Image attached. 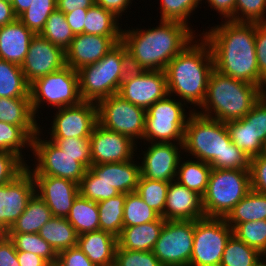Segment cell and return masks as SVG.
Here are the masks:
<instances>
[{"label":"cell","mask_w":266,"mask_h":266,"mask_svg":"<svg viewBox=\"0 0 266 266\" xmlns=\"http://www.w3.org/2000/svg\"><path fill=\"white\" fill-rule=\"evenodd\" d=\"M255 22L222 19L220 24L201 32L209 43L214 69L218 72L259 86L266 93V79L259 73L255 50Z\"/></svg>","instance_id":"obj_1"},{"label":"cell","mask_w":266,"mask_h":266,"mask_svg":"<svg viewBox=\"0 0 266 266\" xmlns=\"http://www.w3.org/2000/svg\"><path fill=\"white\" fill-rule=\"evenodd\" d=\"M153 28L122 29L130 69L164 71L167 64L197 36L194 28L177 21L160 20ZM133 29V30H132Z\"/></svg>","instance_id":"obj_2"},{"label":"cell","mask_w":266,"mask_h":266,"mask_svg":"<svg viewBox=\"0 0 266 266\" xmlns=\"http://www.w3.org/2000/svg\"><path fill=\"white\" fill-rule=\"evenodd\" d=\"M183 151L212 169L250 170L251 158L231 141L226 124L196 111L184 130Z\"/></svg>","instance_id":"obj_3"},{"label":"cell","mask_w":266,"mask_h":266,"mask_svg":"<svg viewBox=\"0 0 266 266\" xmlns=\"http://www.w3.org/2000/svg\"><path fill=\"white\" fill-rule=\"evenodd\" d=\"M213 70L211 47L202 35H198L167 64L164 70L169 95H176V98H180L179 100L187 106L192 105L191 110L195 112L205 100L209 77Z\"/></svg>","instance_id":"obj_4"},{"label":"cell","mask_w":266,"mask_h":266,"mask_svg":"<svg viewBox=\"0 0 266 266\" xmlns=\"http://www.w3.org/2000/svg\"><path fill=\"white\" fill-rule=\"evenodd\" d=\"M265 92L257 85L234 79L214 69L205 100L197 113L228 122L244 118Z\"/></svg>","instance_id":"obj_5"},{"label":"cell","mask_w":266,"mask_h":266,"mask_svg":"<svg viewBox=\"0 0 266 266\" xmlns=\"http://www.w3.org/2000/svg\"><path fill=\"white\" fill-rule=\"evenodd\" d=\"M129 69L127 50L120 41L97 63L77 70L81 99L97 103L103 98L118 94Z\"/></svg>","instance_id":"obj_6"},{"label":"cell","mask_w":266,"mask_h":266,"mask_svg":"<svg viewBox=\"0 0 266 266\" xmlns=\"http://www.w3.org/2000/svg\"><path fill=\"white\" fill-rule=\"evenodd\" d=\"M250 190V170L212 169L202 196L205 216L225 218Z\"/></svg>","instance_id":"obj_7"},{"label":"cell","mask_w":266,"mask_h":266,"mask_svg":"<svg viewBox=\"0 0 266 266\" xmlns=\"http://www.w3.org/2000/svg\"><path fill=\"white\" fill-rule=\"evenodd\" d=\"M29 96L34 115L39 117L44 103L53 110L81 103L78 72L65 66L30 83ZM50 105V106H49Z\"/></svg>","instance_id":"obj_8"},{"label":"cell","mask_w":266,"mask_h":266,"mask_svg":"<svg viewBox=\"0 0 266 266\" xmlns=\"http://www.w3.org/2000/svg\"><path fill=\"white\" fill-rule=\"evenodd\" d=\"M168 95L146 110L143 142L183 143L184 130L193 110ZM188 116V117H187Z\"/></svg>","instance_id":"obj_9"},{"label":"cell","mask_w":266,"mask_h":266,"mask_svg":"<svg viewBox=\"0 0 266 266\" xmlns=\"http://www.w3.org/2000/svg\"><path fill=\"white\" fill-rule=\"evenodd\" d=\"M41 127L40 131L32 138L30 149L35 164H29L30 166L27 164L26 168L32 176L60 177L79 184L87 169L77 161V157L62 152L58 146L48 139V136L44 139Z\"/></svg>","instance_id":"obj_10"},{"label":"cell","mask_w":266,"mask_h":266,"mask_svg":"<svg viewBox=\"0 0 266 266\" xmlns=\"http://www.w3.org/2000/svg\"><path fill=\"white\" fill-rule=\"evenodd\" d=\"M98 124L103 128L130 137L142 143L145 130L146 109L114 94L97 103ZM141 140V141H138Z\"/></svg>","instance_id":"obj_11"},{"label":"cell","mask_w":266,"mask_h":266,"mask_svg":"<svg viewBox=\"0 0 266 266\" xmlns=\"http://www.w3.org/2000/svg\"><path fill=\"white\" fill-rule=\"evenodd\" d=\"M233 235L225 218L195 220L194 242L189 266H220L226 243Z\"/></svg>","instance_id":"obj_12"},{"label":"cell","mask_w":266,"mask_h":266,"mask_svg":"<svg viewBox=\"0 0 266 266\" xmlns=\"http://www.w3.org/2000/svg\"><path fill=\"white\" fill-rule=\"evenodd\" d=\"M195 221L166 220L152 250L163 266H189Z\"/></svg>","instance_id":"obj_13"},{"label":"cell","mask_w":266,"mask_h":266,"mask_svg":"<svg viewBox=\"0 0 266 266\" xmlns=\"http://www.w3.org/2000/svg\"><path fill=\"white\" fill-rule=\"evenodd\" d=\"M124 100L148 109L169 95L165 71L129 69L118 91Z\"/></svg>","instance_id":"obj_14"},{"label":"cell","mask_w":266,"mask_h":266,"mask_svg":"<svg viewBox=\"0 0 266 266\" xmlns=\"http://www.w3.org/2000/svg\"><path fill=\"white\" fill-rule=\"evenodd\" d=\"M55 111L48 128L49 138H89L98 124L96 102L82 101Z\"/></svg>","instance_id":"obj_15"},{"label":"cell","mask_w":266,"mask_h":266,"mask_svg":"<svg viewBox=\"0 0 266 266\" xmlns=\"http://www.w3.org/2000/svg\"><path fill=\"white\" fill-rule=\"evenodd\" d=\"M147 150H142L140 173L143 178L170 182L176 178L181 156L184 154L183 143L143 142ZM149 144V145H148ZM182 150V151H181Z\"/></svg>","instance_id":"obj_16"},{"label":"cell","mask_w":266,"mask_h":266,"mask_svg":"<svg viewBox=\"0 0 266 266\" xmlns=\"http://www.w3.org/2000/svg\"><path fill=\"white\" fill-rule=\"evenodd\" d=\"M34 194L35 182L27 168L11 182L0 186V234L7 233Z\"/></svg>","instance_id":"obj_17"},{"label":"cell","mask_w":266,"mask_h":266,"mask_svg":"<svg viewBox=\"0 0 266 266\" xmlns=\"http://www.w3.org/2000/svg\"><path fill=\"white\" fill-rule=\"evenodd\" d=\"M89 138L91 163L95 165L129 161L138 156L137 150H140L130 137L107 130L99 124Z\"/></svg>","instance_id":"obj_18"},{"label":"cell","mask_w":266,"mask_h":266,"mask_svg":"<svg viewBox=\"0 0 266 266\" xmlns=\"http://www.w3.org/2000/svg\"><path fill=\"white\" fill-rule=\"evenodd\" d=\"M65 66V51L53 45L40 34H35L30 41L28 53L21 64V69L26 81L30 84L34 80L59 71Z\"/></svg>","instance_id":"obj_19"},{"label":"cell","mask_w":266,"mask_h":266,"mask_svg":"<svg viewBox=\"0 0 266 266\" xmlns=\"http://www.w3.org/2000/svg\"><path fill=\"white\" fill-rule=\"evenodd\" d=\"M35 193L46 203L53 216L66 218L79 195V184L54 176H33Z\"/></svg>","instance_id":"obj_20"},{"label":"cell","mask_w":266,"mask_h":266,"mask_svg":"<svg viewBox=\"0 0 266 266\" xmlns=\"http://www.w3.org/2000/svg\"><path fill=\"white\" fill-rule=\"evenodd\" d=\"M120 41L121 36L77 34L65 51L66 66L77 71L86 65L95 64Z\"/></svg>","instance_id":"obj_21"},{"label":"cell","mask_w":266,"mask_h":266,"mask_svg":"<svg viewBox=\"0 0 266 266\" xmlns=\"http://www.w3.org/2000/svg\"><path fill=\"white\" fill-rule=\"evenodd\" d=\"M205 217L202 196L176 180L170 181L164 208V220L195 221Z\"/></svg>","instance_id":"obj_22"},{"label":"cell","mask_w":266,"mask_h":266,"mask_svg":"<svg viewBox=\"0 0 266 266\" xmlns=\"http://www.w3.org/2000/svg\"><path fill=\"white\" fill-rule=\"evenodd\" d=\"M138 157L129 161L92 164L90 170L100 179L112 187L119 193L136 192L140 173V161Z\"/></svg>","instance_id":"obj_23"},{"label":"cell","mask_w":266,"mask_h":266,"mask_svg":"<svg viewBox=\"0 0 266 266\" xmlns=\"http://www.w3.org/2000/svg\"><path fill=\"white\" fill-rule=\"evenodd\" d=\"M35 34L18 18L0 27V59L21 66Z\"/></svg>","instance_id":"obj_24"},{"label":"cell","mask_w":266,"mask_h":266,"mask_svg":"<svg viewBox=\"0 0 266 266\" xmlns=\"http://www.w3.org/2000/svg\"><path fill=\"white\" fill-rule=\"evenodd\" d=\"M117 237L107 231L86 232L77 237V247L96 266H111L115 263Z\"/></svg>","instance_id":"obj_25"},{"label":"cell","mask_w":266,"mask_h":266,"mask_svg":"<svg viewBox=\"0 0 266 266\" xmlns=\"http://www.w3.org/2000/svg\"><path fill=\"white\" fill-rule=\"evenodd\" d=\"M30 98H0V122L20 126L31 138L40 131Z\"/></svg>","instance_id":"obj_26"},{"label":"cell","mask_w":266,"mask_h":266,"mask_svg":"<svg viewBox=\"0 0 266 266\" xmlns=\"http://www.w3.org/2000/svg\"><path fill=\"white\" fill-rule=\"evenodd\" d=\"M165 221L160 216L156 221L123 227L121 234L117 237L118 246L127 250L152 251Z\"/></svg>","instance_id":"obj_27"},{"label":"cell","mask_w":266,"mask_h":266,"mask_svg":"<svg viewBox=\"0 0 266 266\" xmlns=\"http://www.w3.org/2000/svg\"><path fill=\"white\" fill-rule=\"evenodd\" d=\"M225 220L232 229L240 223L266 220V194L251 189Z\"/></svg>","instance_id":"obj_28"},{"label":"cell","mask_w":266,"mask_h":266,"mask_svg":"<svg viewBox=\"0 0 266 266\" xmlns=\"http://www.w3.org/2000/svg\"><path fill=\"white\" fill-rule=\"evenodd\" d=\"M53 217L46 203L35 193L25 211L7 233H39L41 227Z\"/></svg>","instance_id":"obj_29"},{"label":"cell","mask_w":266,"mask_h":266,"mask_svg":"<svg viewBox=\"0 0 266 266\" xmlns=\"http://www.w3.org/2000/svg\"><path fill=\"white\" fill-rule=\"evenodd\" d=\"M184 158L185 156L180 159L175 180L203 196L207 189L212 167L207 162L190 159V157L188 160Z\"/></svg>","instance_id":"obj_30"},{"label":"cell","mask_w":266,"mask_h":266,"mask_svg":"<svg viewBox=\"0 0 266 266\" xmlns=\"http://www.w3.org/2000/svg\"><path fill=\"white\" fill-rule=\"evenodd\" d=\"M53 249L62 250L77 246V233L67 218L53 216L38 233Z\"/></svg>","instance_id":"obj_31"},{"label":"cell","mask_w":266,"mask_h":266,"mask_svg":"<svg viewBox=\"0 0 266 266\" xmlns=\"http://www.w3.org/2000/svg\"><path fill=\"white\" fill-rule=\"evenodd\" d=\"M66 218L74 227L77 235L100 230L97 202L88 200L80 194L76 197Z\"/></svg>","instance_id":"obj_32"},{"label":"cell","mask_w":266,"mask_h":266,"mask_svg":"<svg viewBox=\"0 0 266 266\" xmlns=\"http://www.w3.org/2000/svg\"><path fill=\"white\" fill-rule=\"evenodd\" d=\"M21 66L0 59V98H30Z\"/></svg>","instance_id":"obj_33"},{"label":"cell","mask_w":266,"mask_h":266,"mask_svg":"<svg viewBox=\"0 0 266 266\" xmlns=\"http://www.w3.org/2000/svg\"><path fill=\"white\" fill-rule=\"evenodd\" d=\"M119 20L112 12L94 4L87 10L84 34L122 36Z\"/></svg>","instance_id":"obj_34"},{"label":"cell","mask_w":266,"mask_h":266,"mask_svg":"<svg viewBox=\"0 0 266 266\" xmlns=\"http://www.w3.org/2000/svg\"><path fill=\"white\" fill-rule=\"evenodd\" d=\"M225 124L231 141L250 158L263 153L264 143L257 138L252 124H249L245 118L228 121Z\"/></svg>","instance_id":"obj_35"},{"label":"cell","mask_w":266,"mask_h":266,"mask_svg":"<svg viewBox=\"0 0 266 266\" xmlns=\"http://www.w3.org/2000/svg\"><path fill=\"white\" fill-rule=\"evenodd\" d=\"M126 196V193H120L115 197L97 202L100 230L107 231L116 237L121 234Z\"/></svg>","instance_id":"obj_36"},{"label":"cell","mask_w":266,"mask_h":266,"mask_svg":"<svg viewBox=\"0 0 266 266\" xmlns=\"http://www.w3.org/2000/svg\"><path fill=\"white\" fill-rule=\"evenodd\" d=\"M16 251L34 253L49 264L56 263L58 253L38 233H6Z\"/></svg>","instance_id":"obj_37"},{"label":"cell","mask_w":266,"mask_h":266,"mask_svg":"<svg viewBox=\"0 0 266 266\" xmlns=\"http://www.w3.org/2000/svg\"><path fill=\"white\" fill-rule=\"evenodd\" d=\"M40 35L64 51L69 48L75 37L67 23L65 14L58 9L50 14Z\"/></svg>","instance_id":"obj_38"},{"label":"cell","mask_w":266,"mask_h":266,"mask_svg":"<svg viewBox=\"0 0 266 266\" xmlns=\"http://www.w3.org/2000/svg\"><path fill=\"white\" fill-rule=\"evenodd\" d=\"M29 147H32V138L20 126L0 122V151L14 153L27 164L29 160H24L23 151Z\"/></svg>","instance_id":"obj_39"},{"label":"cell","mask_w":266,"mask_h":266,"mask_svg":"<svg viewBox=\"0 0 266 266\" xmlns=\"http://www.w3.org/2000/svg\"><path fill=\"white\" fill-rule=\"evenodd\" d=\"M260 259V253L234 235L230 237L223 251L220 266H254Z\"/></svg>","instance_id":"obj_40"},{"label":"cell","mask_w":266,"mask_h":266,"mask_svg":"<svg viewBox=\"0 0 266 266\" xmlns=\"http://www.w3.org/2000/svg\"><path fill=\"white\" fill-rule=\"evenodd\" d=\"M160 215L150 208L136 193H127L124 202L123 227L141 225L156 221Z\"/></svg>","instance_id":"obj_41"},{"label":"cell","mask_w":266,"mask_h":266,"mask_svg":"<svg viewBox=\"0 0 266 266\" xmlns=\"http://www.w3.org/2000/svg\"><path fill=\"white\" fill-rule=\"evenodd\" d=\"M168 186L169 182L151 180L140 175L136 189V193L144 202L163 219Z\"/></svg>","instance_id":"obj_42"},{"label":"cell","mask_w":266,"mask_h":266,"mask_svg":"<svg viewBox=\"0 0 266 266\" xmlns=\"http://www.w3.org/2000/svg\"><path fill=\"white\" fill-rule=\"evenodd\" d=\"M57 9V0H32L30 7L17 18L34 34H40L50 14Z\"/></svg>","instance_id":"obj_43"},{"label":"cell","mask_w":266,"mask_h":266,"mask_svg":"<svg viewBox=\"0 0 266 266\" xmlns=\"http://www.w3.org/2000/svg\"><path fill=\"white\" fill-rule=\"evenodd\" d=\"M79 194L93 202H101L120 193L107 182L100 180L90 169H87L79 183Z\"/></svg>","instance_id":"obj_44"},{"label":"cell","mask_w":266,"mask_h":266,"mask_svg":"<svg viewBox=\"0 0 266 266\" xmlns=\"http://www.w3.org/2000/svg\"><path fill=\"white\" fill-rule=\"evenodd\" d=\"M200 0H161L160 20L177 21L190 27L191 15L199 8Z\"/></svg>","instance_id":"obj_45"},{"label":"cell","mask_w":266,"mask_h":266,"mask_svg":"<svg viewBox=\"0 0 266 266\" xmlns=\"http://www.w3.org/2000/svg\"><path fill=\"white\" fill-rule=\"evenodd\" d=\"M233 235L260 254L266 251V220L244 222L237 224Z\"/></svg>","instance_id":"obj_46"},{"label":"cell","mask_w":266,"mask_h":266,"mask_svg":"<svg viewBox=\"0 0 266 266\" xmlns=\"http://www.w3.org/2000/svg\"><path fill=\"white\" fill-rule=\"evenodd\" d=\"M56 146H58L62 152L69 154L70 156L77 157L79 161L86 169H89L91 163V149L90 138H48Z\"/></svg>","instance_id":"obj_47"},{"label":"cell","mask_w":266,"mask_h":266,"mask_svg":"<svg viewBox=\"0 0 266 266\" xmlns=\"http://www.w3.org/2000/svg\"><path fill=\"white\" fill-rule=\"evenodd\" d=\"M235 22L266 23V0H236Z\"/></svg>","instance_id":"obj_48"},{"label":"cell","mask_w":266,"mask_h":266,"mask_svg":"<svg viewBox=\"0 0 266 266\" xmlns=\"http://www.w3.org/2000/svg\"><path fill=\"white\" fill-rule=\"evenodd\" d=\"M117 266H163L152 251L122 249L117 245L115 252Z\"/></svg>","instance_id":"obj_49"},{"label":"cell","mask_w":266,"mask_h":266,"mask_svg":"<svg viewBox=\"0 0 266 266\" xmlns=\"http://www.w3.org/2000/svg\"><path fill=\"white\" fill-rule=\"evenodd\" d=\"M26 166L27 164L18 155L0 151V186L15 179Z\"/></svg>","instance_id":"obj_50"},{"label":"cell","mask_w":266,"mask_h":266,"mask_svg":"<svg viewBox=\"0 0 266 266\" xmlns=\"http://www.w3.org/2000/svg\"><path fill=\"white\" fill-rule=\"evenodd\" d=\"M252 124L257 138L265 144L266 142V93L253 105L244 117Z\"/></svg>","instance_id":"obj_51"},{"label":"cell","mask_w":266,"mask_h":266,"mask_svg":"<svg viewBox=\"0 0 266 266\" xmlns=\"http://www.w3.org/2000/svg\"><path fill=\"white\" fill-rule=\"evenodd\" d=\"M251 189L266 194V155L260 154L251 158L250 163Z\"/></svg>","instance_id":"obj_52"},{"label":"cell","mask_w":266,"mask_h":266,"mask_svg":"<svg viewBox=\"0 0 266 266\" xmlns=\"http://www.w3.org/2000/svg\"><path fill=\"white\" fill-rule=\"evenodd\" d=\"M57 263L59 266H96L77 246L60 251Z\"/></svg>","instance_id":"obj_53"},{"label":"cell","mask_w":266,"mask_h":266,"mask_svg":"<svg viewBox=\"0 0 266 266\" xmlns=\"http://www.w3.org/2000/svg\"><path fill=\"white\" fill-rule=\"evenodd\" d=\"M255 50L259 73L266 79V23H256Z\"/></svg>","instance_id":"obj_54"},{"label":"cell","mask_w":266,"mask_h":266,"mask_svg":"<svg viewBox=\"0 0 266 266\" xmlns=\"http://www.w3.org/2000/svg\"><path fill=\"white\" fill-rule=\"evenodd\" d=\"M0 266H20L15 246L6 234H0Z\"/></svg>","instance_id":"obj_55"},{"label":"cell","mask_w":266,"mask_h":266,"mask_svg":"<svg viewBox=\"0 0 266 266\" xmlns=\"http://www.w3.org/2000/svg\"><path fill=\"white\" fill-rule=\"evenodd\" d=\"M201 5L206 1L210 7V9L215 10L219 13L221 18H225V20L235 21V3L236 0H200Z\"/></svg>","instance_id":"obj_56"},{"label":"cell","mask_w":266,"mask_h":266,"mask_svg":"<svg viewBox=\"0 0 266 266\" xmlns=\"http://www.w3.org/2000/svg\"><path fill=\"white\" fill-rule=\"evenodd\" d=\"M133 0H95V4L103 7L107 11L112 12L119 19L126 14ZM129 7V8H128ZM125 13V14H124Z\"/></svg>","instance_id":"obj_57"},{"label":"cell","mask_w":266,"mask_h":266,"mask_svg":"<svg viewBox=\"0 0 266 266\" xmlns=\"http://www.w3.org/2000/svg\"><path fill=\"white\" fill-rule=\"evenodd\" d=\"M88 9H76L69 13H64L67 23L69 24L74 35L84 33V24Z\"/></svg>","instance_id":"obj_58"},{"label":"cell","mask_w":266,"mask_h":266,"mask_svg":"<svg viewBox=\"0 0 266 266\" xmlns=\"http://www.w3.org/2000/svg\"><path fill=\"white\" fill-rule=\"evenodd\" d=\"M95 4V0H57V9L69 13L76 9H88Z\"/></svg>","instance_id":"obj_59"},{"label":"cell","mask_w":266,"mask_h":266,"mask_svg":"<svg viewBox=\"0 0 266 266\" xmlns=\"http://www.w3.org/2000/svg\"><path fill=\"white\" fill-rule=\"evenodd\" d=\"M17 258L20 266H48L49 263L41 258L40 256L24 252V251H17Z\"/></svg>","instance_id":"obj_60"},{"label":"cell","mask_w":266,"mask_h":266,"mask_svg":"<svg viewBox=\"0 0 266 266\" xmlns=\"http://www.w3.org/2000/svg\"><path fill=\"white\" fill-rule=\"evenodd\" d=\"M17 19L11 3L0 0V27Z\"/></svg>","instance_id":"obj_61"},{"label":"cell","mask_w":266,"mask_h":266,"mask_svg":"<svg viewBox=\"0 0 266 266\" xmlns=\"http://www.w3.org/2000/svg\"><path fill=\"white\" fill-rule=\"evenodd\" d=\"M32 0H13L12 6L15 15L18 17L24 11H26L30 7V3Z\"/></svg>","instance_id":"obj_62"},{"label":"cell","mask_w":266,"mask_h":266,"mask_svg":"<svg viewBox=\"0 0 266 266\" xmlns=\"http://www.w3.org/2000/svg\"><path fill=\"white\" fill-rule=\"evenodd\" d=\"M260 259L266 264V251L260 254Z\"/></svg>","instance_id":"obj_63"},{"label":"cell","mask_w":266,"mask_h":266,"mask_svg":"<svg viewBox=\"0 0 266 266\" xmlns=\"http://www.w3.org/2000/svg\"><path fill=\"white\" fill-rule=\"evenodd\" d=\"M254 266H266V264L261 259H259V261Z\"/></svg>","instance_id":"obj_64"},{"label":"cell","mask_w":266,"mask_h":266,"mask_svg":"<svg viewBox=\"0 0 266 266\" xmlns=\"http://www.w3.org/2000/svg\"><path fill=\"white\" fill-rule=\"evenodd\" d=\"M48 266H59V264L56 262V263H51Z\"/></svg>","instance_id":"obj_65"},{"label":"cell","mask_w":266,"mask_h":266,"mask_svg":"<svg viewBox=\"0 0 266 266\" xmlns=\"http://www.w3.org/2000/svg\"><path fill=\"white\" fill-rule=\"evenodd\" d=\"M263 154L266 155V142H265V144H264Z\"/></svg>","instance_id":"obj_66"},{"label":"cell","mask_w":266,"mask_h":266,"mask_svg":"<svg viewBox=\"0 0 266 266\" xmlns=\"http://www.w3.org/2000/svg\"><path fill=\"white\" fill-rule=\"evenodd\" d=\"M12 4L13 0H3Z\"/></svg>","instance_id":"obj_67"}]
</instances>
